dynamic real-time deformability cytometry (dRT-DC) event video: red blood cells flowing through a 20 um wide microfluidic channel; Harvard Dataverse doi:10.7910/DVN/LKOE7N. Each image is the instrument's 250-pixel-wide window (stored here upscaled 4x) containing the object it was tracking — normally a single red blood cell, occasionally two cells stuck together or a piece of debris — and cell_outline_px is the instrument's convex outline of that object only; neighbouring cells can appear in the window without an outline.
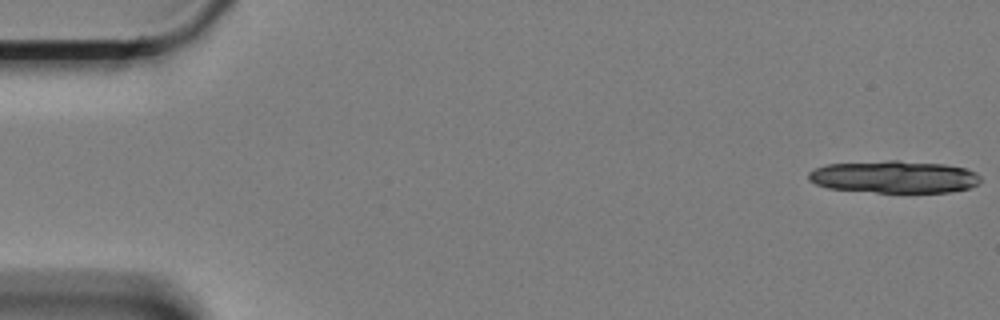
{"species": "Egyptian fruit bat (a non-hibernating species)", "species_latin": "Rousettus aegyptiacus", "temperature_condition": "cold", "stored_images_in_passage": 16, "camera_frame_rate_fps": 3000, "um_per_image_px": 0.085, "animal": {"sex": "female"}, "frame": {"image": 1, "passage_image": 1, "time_ms": 0.0, "image_size_px": [1000, 320], "cell_outline_px": [[980, 180], [976, 184], [968, 188], [952, 192], [876, 192], [828, 188], [816, 184], [808, 180], [808, 172], [816, 168], [828, 164], [888, 160], [896, 160], [944, 164], [964, 168], [976, 172], [980, 176]], "centroid_in_image_um": [75.99, 15.03], "position_along_channel_um": 9.0, "area_um2": 32.31}}